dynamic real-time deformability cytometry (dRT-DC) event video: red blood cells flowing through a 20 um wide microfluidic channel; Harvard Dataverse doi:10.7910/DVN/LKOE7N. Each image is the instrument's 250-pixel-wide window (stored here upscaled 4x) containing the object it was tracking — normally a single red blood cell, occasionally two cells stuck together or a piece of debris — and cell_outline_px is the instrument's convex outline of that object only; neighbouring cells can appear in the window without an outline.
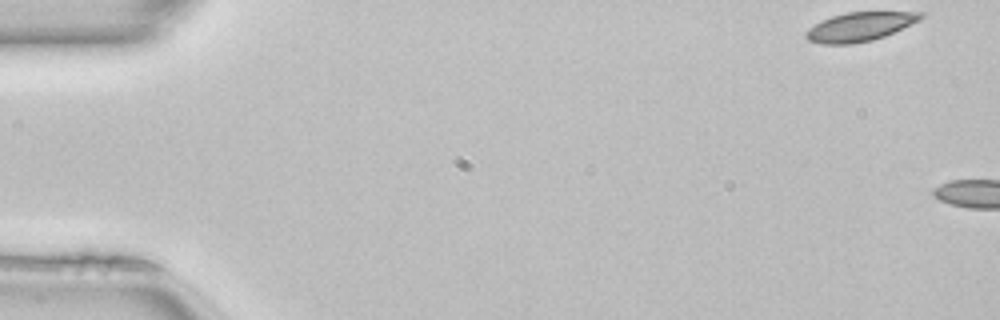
{"species": "common noctule bat (a hibernating species)", "species_latin": "Nyctalus noctula", "temperature_condition": "room temperature", "stored_images_in_passage": 4, "camera_frame_rate_fps": 3000, "um_per_image_px": 0.085, "animal": {"sex": "female", "body_mass_g": 22.7, "forearm_length_mm": 54.2}, "frame": {"image": 1, "passage_image": 1, "time_ms": 0.0, "image_size_px": [1000, 320], "cell_outline_px": [[924, 16], [920, 20], [884, 36], [872, 40], [852, 44], [820, 44], [808, 40], [804, 36], [804, 32], [808, 28], [832, 16], [848, 12], [924, 12]], "centroid_in_image_um": [73.06, 2.28], "position_along_channel_um": 11.9, "area_um2": 19.19}}